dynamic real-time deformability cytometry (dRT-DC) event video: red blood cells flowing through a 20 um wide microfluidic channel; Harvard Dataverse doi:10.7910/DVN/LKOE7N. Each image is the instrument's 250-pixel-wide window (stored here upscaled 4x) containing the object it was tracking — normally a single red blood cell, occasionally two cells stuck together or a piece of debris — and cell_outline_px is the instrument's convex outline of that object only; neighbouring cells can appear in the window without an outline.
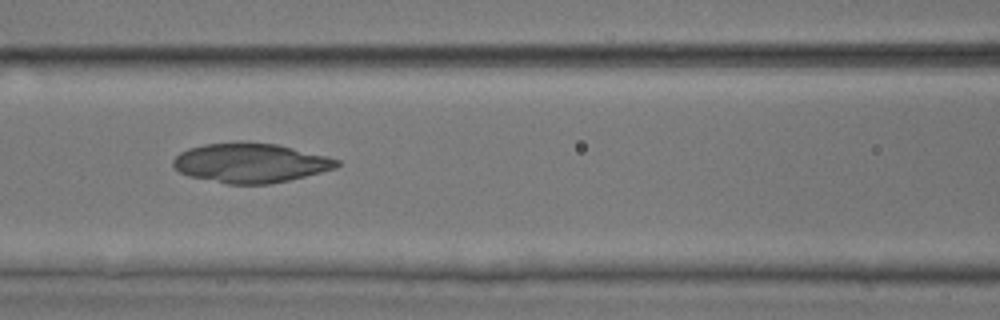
{"species": "common noctule bat (a hibernating species)", "species_latin": "Nyctalus noctula", "temperature_condition": "room temperature", "stored_images_in_passage": 49, "camera_frame_rate_fps": 3000, "um_per_image_px": 0.085, "animal": {"sex": "male", "body_mass_g": 17.9, "forearm_length_mm": 54.2}, "frame": {"image": 1, "passage_image": 20, "time_ms": 6.333, "image_size_px": [1000, 320], "cell_outline_px": [[340, 164], [336, 168], [288, 180], [268, 184], [228, 184], [188, 176], [180, 172], [172, 164], [172, 160], [180, 152], [188, 148], [204, 144], [244, 140], [276, 144], [328, 156], [340, 160]], "centroid_in_image_um": [21.27, 13.82], "position_along_channel_um": 145.3, "area_um2": 37.92}}
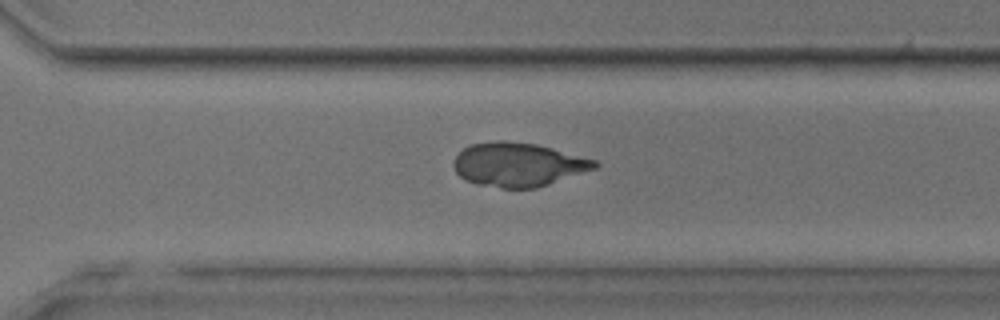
{"frame": {"image": 2, "passage_image": 34, "time_ms": 11.0, "image_size_px": [1000, 320], "cell_outline_px": [[600, 164], [596, 168], [536, 188], [500, 188], [476, 184], [464, 180], [456, 172], [452, 164], [456, 156], [464, 148], [472, 144], [496, 140], [504, 140], [536, 144], [552, 148], [596, 160]], "centroid_in_image_um": [44.02, 13.99], "position_along_channel_um": 326.6, "area_um2": 36.01}}
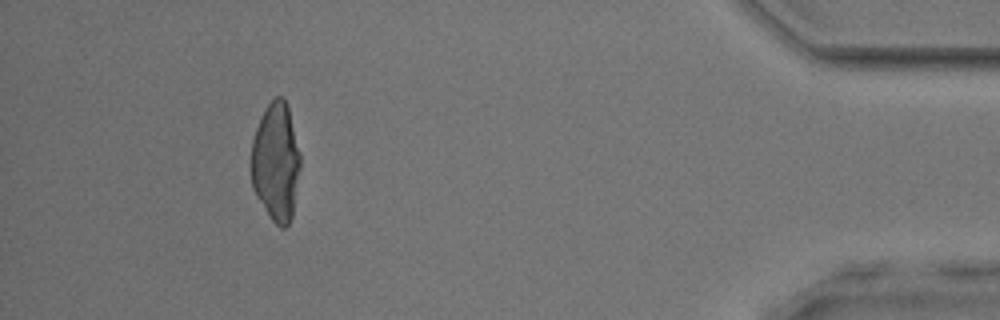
{"frame": {"image": 3, "passage_image": 45, "time_ms": 14.667, "image_size_px": [1000, 320], "cell_outline_px": [[300, 168], [292, 216], [288, 224], [284, 228], [280, 228], [272, 220], [256, 196], [252, 188], [252, 140], [256, 128], [268, 104], [276, 96], [280, 96], [284, 100], [288, 108], [300, 152]], "centroid_in_image_um": [23.46, 13.8], "position_along_channel_um": 411.7, "area_um2": 33.52}}